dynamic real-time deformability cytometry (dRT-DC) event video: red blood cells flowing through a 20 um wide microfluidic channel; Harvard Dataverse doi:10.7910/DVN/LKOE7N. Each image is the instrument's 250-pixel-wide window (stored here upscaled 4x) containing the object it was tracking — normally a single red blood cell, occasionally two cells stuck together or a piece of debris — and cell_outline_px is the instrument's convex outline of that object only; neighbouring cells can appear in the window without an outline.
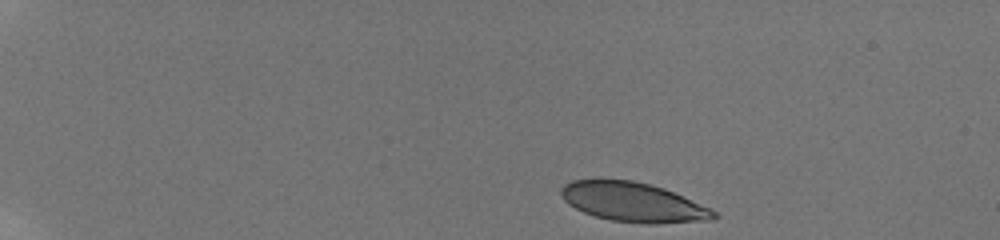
{"species": "human", "species_latin": "Homo sapiens", "temperature_condition": "room temperature", "stored_images_in_passage": 27, "camera_frame_rate_fps": 3000, "um_per_image_px": 0.085, "donor": {"sex": "male"}, "frame": {"image": 1, "passage_image": 1, "time_ms": 0.0, "image_size_px": [1000, 240], "cell_outline_px": [[720, 216], [708, 220], [656, 224], [644, 224], [612, 220], [596, 216], [584, 212], [568, 204], [564, 200], [560, 192], [560, 188], [564, 184], [572, 180], [596, 176], [632, 180], [652, 184], [664, 188], [708, 208], [716, 212]], "centroid_in_image_um": [53.73, 17.14], "position_along_channel_um": 31.3, "area_um2": 35.6}}
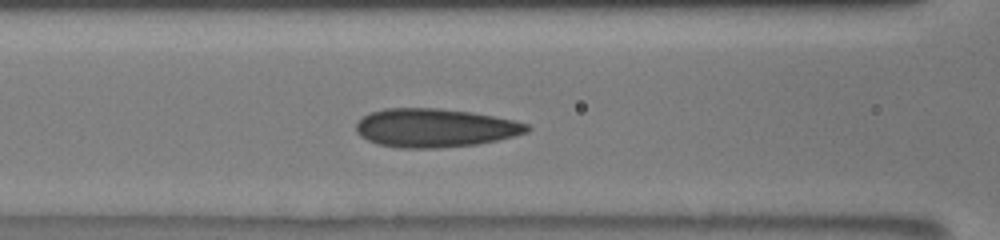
{"frame": {"image": 2, "passage_image": 8, "time_ms": 5.667, "image_size_px": [1000, 240], "cell_outline_px": [[532, 128], [528, 132], [496, 140], [476, 144], [436, 148], [400, 148], [376, 144], [360, 136], [356, 132], [356, 124], [364, 116], [372, 112], [384, 108], [440, 108], [472, 112], [512, 120], [528, 124]], "centroid_in_image_um": [36.95, 10.87], "position_along_channel_um": 129.7, "area_um2": 38.32}}
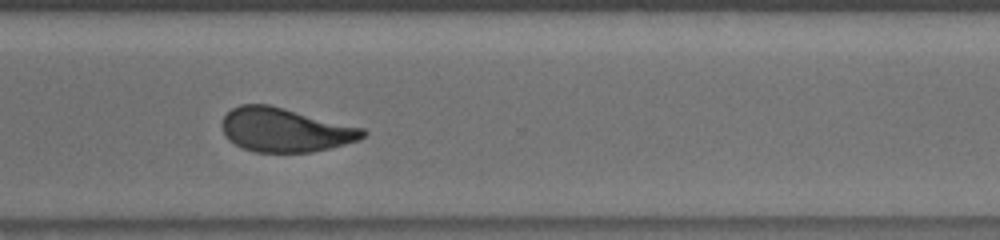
{"frame": {"image": 3, "passage_image": 20, "time_ms": 11.333, "image_size_px": [1000, 240], "cell_outline_px": [[368, 132], [360, 140], [312, 152], [256, 152], [244, 148], [228, 140], [224, 136], [220, 124], [224, 116], [232, 108], [240, 104], [268, 104], [364, 128]], "centroid_in_image_um": [24.21, 11.04], "position_along_channel_um": 346.4, "area_um2": 36.07}, "authors_computed_cell_mechanics": {"area_um2": 36.6452, "velocity_mm_per_s": 3.8312, "shape_relaxation_time_tau1_ms": 6.3218, "shape_relaxation_time_tau2_ms": 0.8619, "deformation_change_tau1": 0.1771, "deformation_change_tau2": 0.0539}}